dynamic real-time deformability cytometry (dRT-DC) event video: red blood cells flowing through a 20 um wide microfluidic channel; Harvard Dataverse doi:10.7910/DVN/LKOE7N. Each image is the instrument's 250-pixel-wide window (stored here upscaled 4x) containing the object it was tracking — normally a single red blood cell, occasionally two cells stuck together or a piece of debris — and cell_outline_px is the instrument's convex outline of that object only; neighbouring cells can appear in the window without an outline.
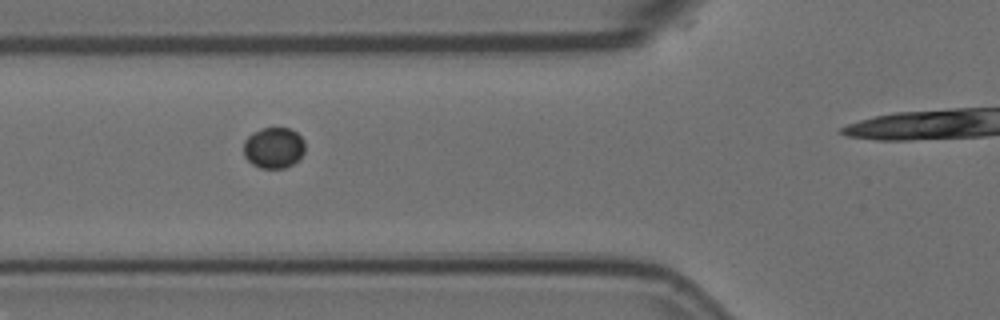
{"species": "Egyptian fruit bat (a non-hibernating species)", "species_latin": "Rousettus aegyptiacus", "temperature_condition": "room temperature", "stored_images_in_passage": 11, "camera_frame_rate_fps": 3000, "um_per_image_px": 0.085, "animal": {"sex": "female"}, "frame": {"image": 1, "passage_image": 5, "time_ms": 1.333, "image_size_px": [1000, 320], "cell_outline_px": [[304, 152], [292, 164], [284, 168], [260, 168], [252, 164], [244, 156], [244, 140], [252, 132], [260, 128], [288, 128], [296, 132], [304, 140]], "centroid_in_image_um": [23.24, 12.55], "position_along_channel_um": 102.6, "area_um2": 14.62}}
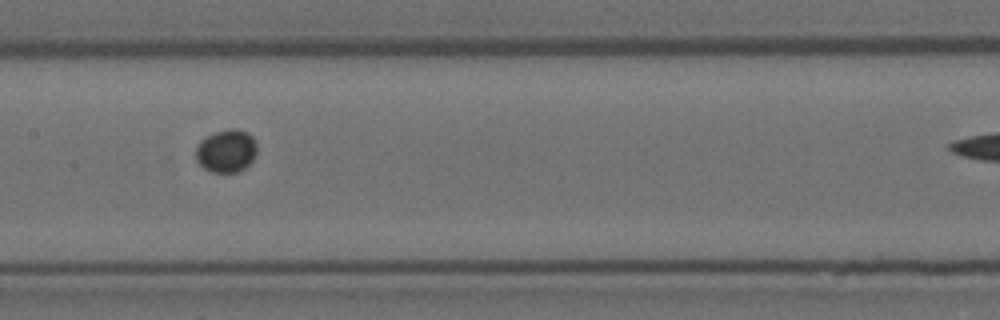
{"frame": {"image": 2, "passage_image": 7, "time_ms": 2.0, "image_size_px": [1000, 320], "cell_outline_px": [[256, 152], [252, 160], [244, 168], [236, 172], [212, 172], [204, 168], [196, 160], [196, 148], [200, 140], [204, 136], [228, 128], [236, 128], [248, 132], [256, 140]], "centroid_in_image_um": [19.23, 12.8], "position_along_channel_um": 188.2, "area_um2": 15.37}}
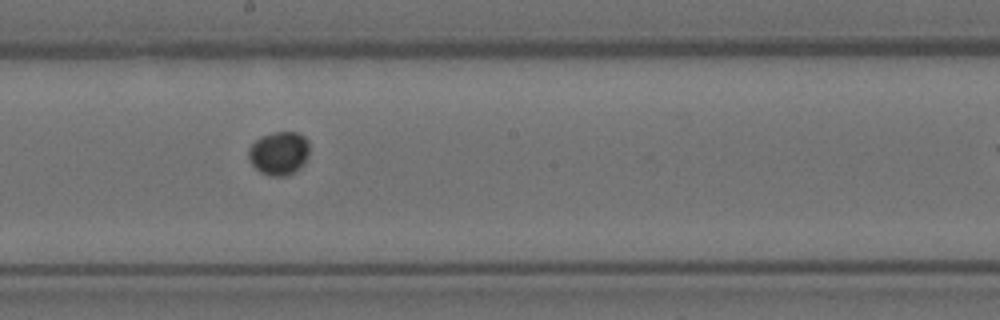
{"frame": {"image": 3, "passage_image": 8, "time_ms": 2.333, "image_size_px": [1000, 320], "cell_outline_px": [[308, 156], [304, 164], [296, 172], [288, 176], [268, 176], [260, 172], [248, 160], [248, 148], [260, 136], [272, 132], [296, 132], [304, 136], [308, 140]], "centroid_in_image_um": [23.71, 13.04], "position_along_channel_um": 224.5, "area_um2": 15.72}}